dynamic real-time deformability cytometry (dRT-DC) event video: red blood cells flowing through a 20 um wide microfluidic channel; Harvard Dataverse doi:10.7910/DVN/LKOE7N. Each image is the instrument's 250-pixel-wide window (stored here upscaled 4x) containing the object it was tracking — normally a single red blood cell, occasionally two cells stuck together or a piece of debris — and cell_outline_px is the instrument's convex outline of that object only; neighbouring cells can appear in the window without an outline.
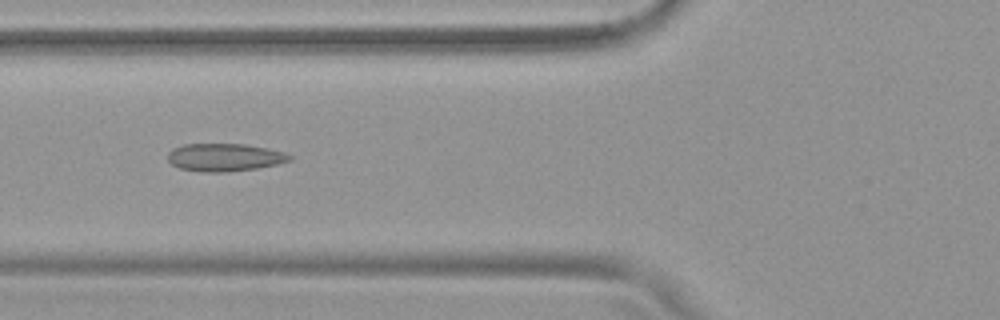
{"species": "common noctule bat (a hibernating species)", "species_latin": "Nyctalus noctula", "temperature_condition": "warm", "stored_images_in_passage": 54, "camera_frame_rate_fps": 3000, "um_per_image_px": 0.085, "animal": {"sex": "female", "body_mass_g": 19.9}, "frame": {"image": 1, "passage_image": 21, "time_ms": 6.667, "image_size_px": [1000, 320], "cell_outline_px": [[292, 160], [276, 164], [256, 168], [228, 172], [200, 172], [180, 168], [172, 164], [168, 160], [168, 152], [172, 148], [184, 144], [244, 144], [268, 148], [284, 152], [292, 156]], "centroid_in_image_um": [19.08, 13.37], "position_along_channel_um": 106.7, "area_um2": 19.77}}
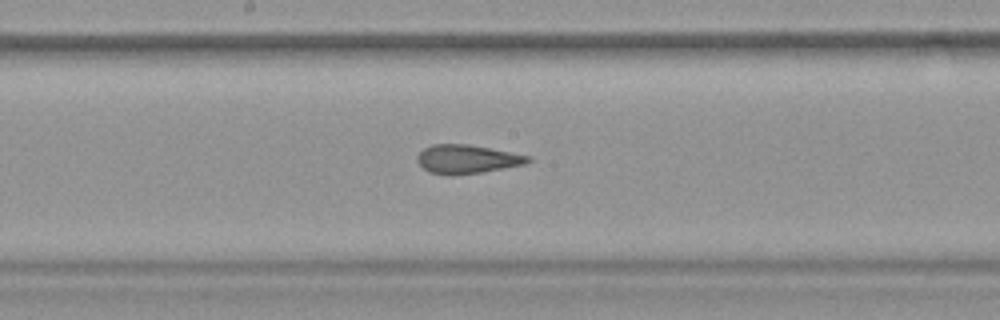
{"frame": {"image": 2, "passage_image": 29, "time_ms": 9.333, "image_size_px": [1000, 320], "cell_outline_px": [[532, 160], [528, 164], [484, 172], [452, 176], [448, 176], [428, 172], [416, 160], [416, 156], [424, 148], [432, 144], [468, 144], [532, 156]], "centroid_in_image_um": [39.72, 13.54], "position_along_channel_um": 208.5, "area_um2": 18.9}}
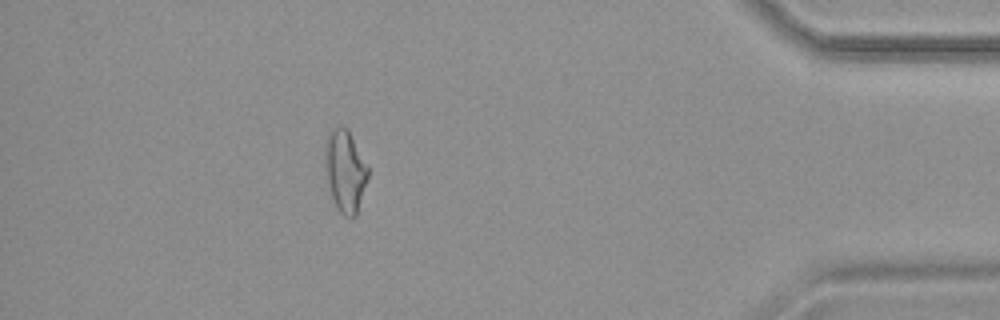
{"frame": {"image": 3, "passage_image": 48, "time_ms": 15.667, "image_size_px": [1000, 320], "cell_outline_px": [[368, 176], [356, 216], [352, 220], [344, 216], [340, 212], [332, 196], [324, 176], [324, 148], [328, 132], [336, 128], [348, 128], [368, 164]], "centroid_in_image_um": [29.32, 14.53], "position_along_channel_um": 405.9, "area_um2": 20.87}, "authors_computed_cell_mechanics": {"area_um2": 20.2589, "velocity_mm_per_s": 3.8244, "shape_relaxation_time_tau1_ms": null, "shape_relaxation_time_tau2_ms": 1.4899, "deformation_change_tau1": null, "deformation_change_tau2": 0.088}}